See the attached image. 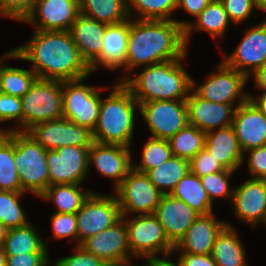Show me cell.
<instances>
[{
  "instance_id": "1",
  "label": "cell",
  "mask_w": 266,
  "mask_h": 266,
  "mask_svg": "<svg viewBox=\"0 0 266 266\" xmlns=\"http://www.w3.org/2000/svg\"><path fill=\"white\" fill-rule=\"evenodd\" d=\"M12 58L30 62L42 79L73 81L91 74L70 31L34 30L29 41L12 49Z\"/></svg>"
},
{
  "instance_id": "2",
  "label": "cell",
  "mask_w": 266,
  "mask_h": 266,
  "mask_svg": "<svg viewBox=\"0 0 266 266\" xmlns=\"http://www.w3.org/2000/svg\"><path fill=\"white\" fill-rule=\"evenodd\" d=\"M130 18L126 76L137 67L171 59L186 58L185 30L175 20H138Z\"/></svg>"
},
{
  "instance_id": "3",
  "label": "cell",
  "mask_w": 266,
  "mask_h": 266,
  "mask_svg": "<svg viewBox=\"0 0 266 266\" xmlns=\"http://www.w3.org/2000/svg\"><path fill=\"white\" fill-rule=\"evenodd\" d=\"M183 59L143 66L140 74L134 78L133 75H128L122 83L139 104L149 101L186 100L192 88V77L184 68Z\"/></svg>"
},
{
  "instance_id": "4",
  "label": "cell",
  "mask_w": 266,
  "mask_h": 266,
  "mask_svg": "<svg viewBox=\"0 0 266 266\" xmlns=\"http://www.w3.org/2000/svg\"><path fill=\"white\" fill-rule=\"evenodd\" d=\"M135 109L139 111V103L131 91L118 81L108 96L101 100L98 121L93 130L94 141L130 147L136 122Z\"/></svg>"
},
{
  "instance_id": "5",
  "label": "cell",
  "mask_w": 266,
  "mask_h": 266,
  "mask_svg": "<svg viewBox=\"0 0 266 266\" xmlns=\"http://www.w3.org/2000/svg\"><path fill=\"white\" fill-rule=\"evenodd\" d=\"M5 134L14 142V162L23 192L40 197L49 186L47 150L26 132Z\"/></svg>"
},
{
  "instance_id": "6",
  "label": "cell",
  "mask_w": 266,
  "mask_h": 266,
  "mask_svg": "<svg viewBox=\"0 0 266 266\" xmlns=\"http://www.w3.org/2000/svg\"><path fill=\"white\" fill-rule=\"evenodd\" d=\"M62 101V81L37 78L21 98L22 132L44 121L62 118Z\"/></svg>"
},
{
  "instance_id": "7",
  "label": "cell",
  "mask_w": 266,
  "mask_h": 266,
  "mask_svg": "<svg viewBox=\"0 0 266 266\" xmlns=\"http://www.w3.org/2000/svg\"><path fill=\"white\" fill-rule=\"evenodd\" d=\"M85 79L62 81L63 118L79 126L87 127L93 132L98 121L102 100L99 91L106 87L87 85L84 82Z\"/></svg>"
},
{
  "instance_id": "8",
  "label": "cell",
  "mask_w": 266,
  "mask_h": 266,
  "mask_svg": "<svg viewBox=\"0 0 266 266\" xmlns=\"http://www.w3.org/2000/svg\"><path fill=\"white\" fill-rule=\"evenodd\" d=\"M121 218L127 227L128 246L134 258L157 256L161 252L163 255L173 254L175 246L169 241L163 226L154 214Z\"/></svg>"
},
{
  "instance_id": "9",
  "label": "cell",
  "mask_w": 266,
  "mask_h": 266,
  "mask_svg": "<svg viewBox=\"0 0 266 266\" xmlns=\"http://www.w3.org/2000/svg\"><path fill=\"white\" fill-rule=\"evenodd\" d=\"M216 68L200 86L196 85L192 77L191 89L205 100L233 105L235 108L247 101L249 95L244 91V87L249 78L244 73L228 67L223 61Z\"/></svg>"
},
{
  "instance_id": "10",
  "label": "cell",
  "mask_w": 266,
  "mask_h": 266,
  "mask_svg": "<svg viewBox=\"0 0 266 266\" xmlns=\"http://www.w3.org/2000/svg\"><path fill=\"white\" fill-rule=\"evenodd\" d=\"M115 193V194H114ZM113 194L120 206L121 216L153 214L160 204L162 194L146 173L132 168Z\"/></svg>"
},
{
  "instance_id": "11",
  "label": "cell",
  "mask_w": 266,
  "mask_h": 266,
  "mask_svg": "<svg viewBox=\"0 0 266 266\" xmlns=\"http://www.w3.org/2000/svg\"><path fill=\"white\" fill-rule=\"evenodd\" d=\"M121 217L115 195L92 192L76 213L78 246L87 238L112 227Z\"/></svg>"
},
{
  "instance_id": "12",
  "label": "cell",
  "mask_w": 266,
  "mask_h": 266,
  "mask_svg": "<svg viewBox=\"0 0 266 266\" xmlns=\"http://www.w3.org/2000/svg\"><path fill=\"white\" fill-rule=\"evenodd\" d=\"M139 112L153 138L169 140L189 124L185 100L142 102Z\"/></svg>"
},
{
  "instance_id": "13",
  "label": "cell",
  "mask_w": 266,
  "mask_h": 266,
  "mask_svg": "<svg viewBox=\"0 0 266 266\" xmlns=\"http://www.w3.org/2000/svg\"><path fill=\"white\" fill-rule=\"evenodd\" d=\"M26 133L46 150H57L64 146L91 147L94 142L90 129L63 117L36 124Z\"/></svg>"
},
{
  "instance_id": "14",
  "label": "cell",
  "mask_w": 266,
  "mask_h": 266,
  "mask_svg": "<svg viewBox=\"0 0 266 266\" xmlns=\"http://www.w3.org/2000/svg\"><path fill=\"white\" fill-rule=\"evenodd\" d=\"M89 148L64 146L57 150H47L49 186L57 184L82 186L89 172Z\"/></svg>"
},
{
  "instance_id": "15",
  "label": "cell",
  "mask_w": 266,
  "mask_h": 266,
  "mask_svg": "<svg viewBox=\"0 0 266 266\" xmlns=\"http://www.w3.org/2000/svg\"><path fill=\"white\" fill-rule=\"evenodd\" d=\"M245 31L242 41L229 56L224 55L223 62L250 78L256 69L266 65V20Z\"/></svg>"
},
{
  "instance_id": "16",
  "label": "cell",
  "mask_w": 266,
  "mask_h": 266,
  "mask_svg": "<svg viewBox=\"0 0 266 266\" xmlns=\"http://www.w3.org/2000/svg\"><path fill=\"white\" fill-rule=\"evenodd\" d=\"M79 14V0H35L23 22L39 31H70Z\"/></svg>"
},
{
  "instance_id": "17",
  "label": "cell",
  "mask_w": 266,
  "mask_h": 266,
  "mask_svg": "<svg viewBox=\"0 0 266 266\" xmlns=\"http://www.w3.org/2000/svg\"><path fill=\"white\" fill-rule=\"evenodd\" d=\"M80 246L106 264L133 258L128 246L127 227L122 218L112 227L87 238Z\"/></svg>"
},
{
  "instance_id": "18",
  "label": "cell",
  "mask_w": 266,
  "mask_h": 266,
  "mask_svg": "<svg viewBox=\"0 0 266 266\" xmlns=\"http://www.w3.org/2000/svg\"><path fill=\"white\" fill-rule=\"evenodd\" d=\"M130 150V147L94 141L89 148V170L93 164L101 176L114 180L115 189L133 168Z\"/></svg>"
},
{
  "instance_id": "19",
  "label": "cell",
  "mask_w": 266,
  "mask_h": 266,
  "mask_svg": "<svg viewBox=\"0 0 266 266\" xmlns=\"http://www.w3.org/2000/svg\"><path fill=\"white\" fill-rule=\"evenodd\" d=\"M235 215L252 228L266 226V179H248L234 188L231 201Z\"/></svg>"
},
{
  "instance_id": "20",
  "label": "cell",
  "mask_w": 266,
  "mask_h": 266,
  "mask_svg": "<svg viewBox=\"0 0 266 266\" xmlns=\"http://www.w3.org/2000/svg\"><path fill=\"white\" fill-rule=\"evenodd\" d=\"M188 109V122L203 132L232 125L235 107L199 97L192 89L185 100Z\"/></svg>"
},
{
  "instance_id": "21",
  "label": "cell",
  "mask_w": 266,
  "mask_h": 266,
  "mask_svg": "<svg viewBox=\"0 0 266 266\" xmlns=\"http://www.w3.org/2000/svg\"><path fill=\"white\" fill-rule=\"evenodd\" d=\"M232 127L243 153L266 145V117L250 99L235 109Z\"/></svg>"
},
{
  "instance_id": "22",
  "label": "cell",
  "mask_w": 266,
  "mask_h": 266,
  "mask_svg": "<svg viewBox=\"0 0 266 266\" xmlns=\"http://www.w3.org/2000/svg\"><path fill=\"white\" fill-rule=\"evenodd\" d=\"M215 213L199 215L187 229L184 237L174 247V252L195 255H209L214 242L227 225V222L215 218Z\"/></svg>"
},
{
  "instance_id": "23",
  "label": "cell",
  "mask_w": 266,
  "mask_h": 266,
  "mask_svg": "<svg viewBox=\"0 0 266 266\" xmlns=\"http://www.w3.org/2000/svg\"><path fill=\"white\" fill-rule=\"evenodd\" d=\"M129 32L130 18L117 24H106L101 53L89 65L91 73L101 67L111 71L124 67V71L126 72Z\"/></svg>"
},
{
  "instance_id": "24",
  "label": "cell",
  "mask_w": 266,
  "mask_h": 266,
  "mask_svg": "<svg viewBox=\"0 0 266 266\" xmlns=\"http://www.w3.org/2000/svg\"><path fill=\"white\" fill-rule=\"evenodd\" d=\"M153 214L158 218L169 241L174 246L184 237L187 229L199 216L185 202L170 194L162 196Z\"/></svg>"
},
{
  "instance_id": "25",
  "label": "cell",
  "mask_w": 266,
  "mask_h": 266,
  "mask_svg": "<svg viewBox=\"0 0 266 266\" xmlns=\"http://www.w3.org/2000/svg\"><path fill=\"white\" fill-rule=\"evenodd\" d=\"M204 148L226 170L237 171L245 159L232 125L206 132Z\"/></svg>"
},
{
  "instance_id": "26",
  "label": "cell",
  "mask_w": 266,
  "mask_h": 266,
  "mask_svg": "<svg viewBox=\"0 0 266 266\" xmlns=\"http://www.w3.org/2000/svg\"><path fill=\"white\" fill-rule=\"evenodd\" d=\"M106 24L79 14L70 33L82 59L89 66L101 53Z\"/></svg>"
},
{
  "instance_id": "27",
  "label": "cell",
  "mask_w": 266,
  "mask_h": 266,
  "mask_svg": "<svg viewBox=\"0 0 266 266\" xmlns=\"http://www.w3.org/2000/svg\"><path fill=\"white\" fill-rule=\"evenodd\" d=\"M181 27L185 30V43L186 46L189 42L191 33L193 31H205L209 33L213 39L216 37L223 38L225 31L230 24V19L226 13L224 6L220 0H212L196 17L195 22L179 21Z\"/></svg>"
},
{
  "instance_id": "28",
  "label": "cell",
  "mask_w": 266,
  "mask_h": 266,
  "mask_svg": "<svg viewBox=\"0 0 266 266\" xmlns=\"http://www.w3.org/2000/svg\"><path fill=\"white\" fill-rule=\"evenodd\" d=\"M230 223L218 234L211 252L216 266H248L245 248Z\"/></svg>"
},
{
  "instance_id": "29",
  "label": "cell",
  "mask_w": 266,
  "mask_h": 266,
  "mask_svg": "<svg viewBox=\"0 0 266 266\" xmlns=\"http://www.w3.org/2000/svg\"><path fill=\"white\" fill-rule=\"evenodd\" d=\"M173 197L185 202L199 215H207L213 211V202L205 191L200 177L193 174L190 170L176 184L174 190L170 193Z\"/></svg>"
},
{
  "instance_id": "30",
  "label": "cell",
  "mask_w": 266,
  "mask_h": 266,
  "mask_svg": "<svg viewBox=\"0 0 266 266\" xmlns=\"http://www.w3.org/2000/svg\"><path fill=\"white\" fill-rule=\"evenodd\" d=\"M9 58L12 59V50L0 57V92L22 98L31 89L38 76L31 68L5 65L4 60Z\"/></svg>"
},
{
  "instance_id": "31",
  "label": "cell",
  "mask_w": 266,
  "mask_h": 266,
  "mask_svg": "<svg viewBox=\"0 0 266 266\" xmlns=\"http://www.w3.org/2000/svg\"><path fill=\"white\" fill-rule=\"evenodd\" d=\"M81 184L50 185L40 196L45 201H52L57 207L56 213H73L82 207L92 191L81 190Z\"/></svg>"
},
{
  "instance_id": "32",
  "label": "cell",
  "mask_w": 266,
  "mask_h": 266,
  "mask_svg": "<svg viewBox=\"0 0 266 266\" xmlns=\"http://www.w3.org/2000/svg\"><path fill=\"white\" fill-rule=\"evenodd\" d=\"M79 13L107 25L129 19L126 0H79Z\"/></svg>"
},
{
  "instance_id": "33",
  "label": "cell",
  "mask_w": 266,
  "mask_h": 266,
  "mask_svg": "<svg viewBox=\"0 0 266 266\" xmlns=\"http://www.w3.org/2000/svg\"><path fill=\"white\" fill-rule=\"evenodd\" d=\"M44 241L34 226L28 223L22 227L8 229L3 249L6 255L48 252Z\"/></svg>"
},
{
  "instance_id": "34",
  "label": "cell",
  "mask_w": 266,
  "mask_h": 266,
  "mask_svg": "<svg viewBox=\"0 0 266 266\" xmlns=\"http://www.w3.org/2000/svg\"><path fill=\"white\" fill-rule=\"evenodd\" d=\"M189 160L172 156L156 168L146 174L156 188L164 195L170 194L176 184L189 171Z\"/></svg>"
},
{
  "instance_id": "35",
  "label": "cell",
  "mask_w": 266,
  "mask_h": 266,
  "mask_svg": "<svg viewBox=\"0 0 266 266\" xmlns=\"http://www.w3.org/2000/svg\"><path fill=\"white\" fill-rule=\"evenodd\" d=\"M206 132L188 124L178 131L168 141L173 156L191 160L205 145Z\"/></svg>"
},
{
  "instance_id": "36",
  "label": "cell",
  "mask_w": 266,
  "mask_h": 266,
  "mask_svg": "<svg viewBox=\"0 0 266 266\" xmlns=\"http://www.w3.org/2000/svg\"><path fill=\"white\" fill-rule=\"evenodd\" d=\"M0 190L23 192L14 162V142L0 133Z\"/></svg>"
},
{
  "instance_id": "37",
  "label": "cell",
  "mask_w": 266,
  "mask_h": 266,
  "mask_svg": "<svg viewBox=\"0 0 266 266\" xmlns=\"http://www.w3.org/2000/svg\"><path fill=\"white\" fill-rule=\"evenodd\" d=\"M126 7L131 19L135 11L138 20H174L171 16L177 11V0H126Z\"/></svg>"
},
{
  "instance_id": "38",
  "label": "cell",
  "mask_w": 266,
  "mask_h": 266,
  "mask_svg": "<svg viewBox=\"0 0 266 266\" xmlns=\"http://www.w3.org/2000/svg\"><path fill=\"white\" fill-rule=\"evenodd\" d=\"M25 192L0 190V223L7 229L25 226L29 223L21 205L20 198Z\"/></svg>"
},
{
  "instance_id": "39",
  "label": "cell",
  "mask_w": 266,
  "mask_h": 266,
  "mask_svg": "<svg viewBox=\"0 0 266 266\" xmlns=\"http://www.w3.org/2000/svg\"><path fill=\"white\" fill-rule=\"evenodd\" d=\"M141 155L140 164H133V168L142 173L158 167L173 156L168 140L153 137H150L143 145Z\"/></svg>"
},
{
  "instance_id": "40",
  "label": "cell",
  "mask_w": 266,
  "mask_h": 266,
  "mask_svg": "<svg viewBox=\"0 0 266 266\" xmlns=\"http://www.w3.org/2000/svg\"><path fill=\"white\" fill-rule=\"evenodd\" d=\"M234 172L222 170L200 177L201 183L213 203H215L216 198H227L228 196L231 197L229 200L232 201L234 189L230 188L228 180H230Z\"/></svg>"
},
{
  "instance_id": "41",
  "label": "cell",
  "mask_w": 266,
  "mask_h": 266,
  "mask_svg": "<svg viewBox=\"0 0 266 266\" xmlns=\"http://www.w3.org/2000/svg\"><path fill=\"white\" fill-rule=\"evenodd\" d=\"M22 102L20 97L11 96L0 92V124L6 121H17L19 128H7L3 130L0 128L1 133L9 131L22 132Z\"/></svg>"
},
{
  "instance_id": "42",
  "label": "cell",
  "mask_w": 266,
  "mask_h": 266,
  "mask_svg": "<svg viewBox=\"0 0 266 266\" xmlns=\"http://www.w3.org/2000/svg\"><path fill=\"white\" fill-rule=\"evenodd\" d=\"M51 230L55 239L72 238L77 241L78 246V227L76 214L73 213H54L51 217Z\"/></svg>"
},
{
  "instance_id": "43",
  "label": "cell",
  "mask_w": 266,
  "mask_h": 266,
  "mask_svg": "<svg viewBox=\"0 0 266 266\" xmlns=\"http://www.w3.org/2000/svg\"><path fill=\"white\" fill-rule=\"evenodd\" d=\"M189 169L198 177H203L210 173L226 170L205 148H203L189 161Z\"/></svg>"
},
{
  "instance_id": "44",
  "label": "cell",
  "mask_w": 266,
  "mask_h": 266,
  "mask_svg": "<svg viewBox=\"0 0 266 266\" xmlns=\"http://www.w3.org/2000/svg\"><path fill=\"white\" fill-rule=\"evenodd\" d=\"M231 22L238 23L249 19L256 8L254 0H220Z\"/></svg>"
},
{
  "instance_id": "45",
  "label": "cell",
  "mask_w": 266,
  "mask_h": 266,
  "mask_svg": "<svg viewBox=\"0 0 266 266\" xmlns=\"http://www.w3.org/2000/svg\"><path fill=\"white\" fill-rule=\"evenodd\" d=\"M74 254L57 259L53 266H106L100 258L86 252L81 246H74Z\"/></svg>"
},
{
  "instance_id": "46",
  "label": "cell",
  "mask_w": 266,
  "mask_h": 266,
  "mask_svg": "<svg viewBox=\"0 0 266 266\" xmlns=\"http://www.w3.org/2000/svg\"><path fill=\"white\" fill-rule=\"evenodd\" d=\"M0 3L5 17L23 22L30 14L35 0H0Z\"/></svg>"
},
{
  "instance_id": "47",
  "label": "cell",
  "mask_w": 266,
  "mask_h": 266,
  "mask_svg": "<svg viewBox=\"0 0 266 266\" xmlns=\"http://www.w3.org/2000/svg\"><path fill=\"white\" fill-rule=\"evenodd\" d=\"M48 252H31L6 255V266H50Z\"/></svg>"
},
{
  "instance_id": "48",
  "label": "cell",
  "mask_w": 266,
  "mask_h": 266,
  "mask_svg": "<svg viewBox=\"0 0 266 266\" xmlns=\"http://www.w3.org/2000/svg\"><path fill=\"white\" fill-rule=\"evenodd\" d=\"M248 168L252 179H266V145L247 150Z\"/></svg>"
},
{
  "instance_id": "49",
  "label": "cell",
  "mask_w": 266,
  "mask_h": 266,
  "mask_svg": "<svg viewBox=\"0 0 266 266\" xmlns=\"http://www.w3.org/2000/svg\"><path fill=\"white\" fill-rule=\"evenodd\" d=\"M178 258L182 266H216L211 254L195 255L189 253H179Z\"/></svg>"
},
{
  "instance_id": "50",
  "label": "cell",
  "mask_w": 266,
  "mask_h": 266,
  "mask_svg": "<svg viewBox=\"0 0 266 266\" xmlns=\"http://www.w3.org/2000/svg\"><path fill=\"white\" fill-rule=\"evenodd\" d=\"M212 0H177V10L183 9L197 17Z\"/></svg>"
},
{
  "instance_id": "51",
  "label": "cell",
  "mask_w": 266,
  "mask_h": 266,
  "mask_svg": "<svg viewBox=\"0 0 266 266\" xmlns=\"http://www.w3.org/2000/svg\"><path fill=\"white\" fill-rule=\"evenodd\" d=\"M170 255L171 254H165L162 259L158 256H150L145 259L143 258V260H145V266H182L179 258L177 262H174L168 258Z\"/></svg>"
},
{
  "instance_id": "52",
  "label": "cell",
  "mask_w": 266,
  "mask_h": 266,
  "mask_svg": "<svg viewBox=\"0 0 266 266\" xmlns=\"http://www.w3.org/2000/svg\"><path fill=\"white\" fill-rule=\"evenodd\" d=\"M251 75L254 77L256 88L266 93V65L256 69Z\"/></svg>"
},
{
  "instance_id": "53",
  "label": "cell",
  "mask_w": 266,
  "mask_h": 266,
  "mask_svg": "<svg viewBox=\"0 0 266 266\" xmlns=\"http://www.w3.org/2000/svg\"><path fill=\"white\" fill-rule=\"evenodd\" d=\"M249 99L257 106L261 113L266 117V93H262L260 97L252 96L248 93Z\"/></svg>"
},
{
  "instance_id": "54",
  "label": "cell",
  "mask_w": 266,
  "mask_h": 266,
  "mask_svg": "<svg viewBox=\"0 0 266 266\" xmlns=\"http://www.w3.org/2000/svg\"><path fill=\"white\" fill-rule=\"evenodd\" d=\"M8 229L0 223V247H3Z\"/></svg>"
},
{
  "instance_id": "55",
  "label": "cell",
  "mask_w": 266,
  "mask_h": 266,
  "mask_svg": "<svg viewBox=\"0 0 266 266\" xmlns=\"http://www.w3.org/2000/svg\"><path fill=\"white\" fill-rule=\"evenodd\" d=\"M256 9H260L263 12H266V0H254Z\"/></svg>"
},
{
  "instance_id": "56",
  "label": "cell",
  "mask_w": 266,
  "mask_h": 266,
  "mask_svg": "<svg viewBox=\"0 0 266 266\" xmlns=\"http://www.w3.org/2000/svg\"><path fill=\"white\" fill-rule=\"evenodd\" d=\"M106 266H134V265H131L130 259H129V260H126V261H121V262L107 264Z\"/></svg>"
},
{
  "instance_id": "57",
  "label": "cell",
  "mask_w": 266,
  "mask_h": 266,
  "mask_svg": "<svg viewBox=\"0 0 266 266\" xmlns=\"http://www.w3.org/2000/svg\"><path fill=\"white\" fill-rule=\"evenodd\" d=\"M0 16L5 17V15L2 13V7H1V3H0Z\"/></svg>"
}]
</instances>
